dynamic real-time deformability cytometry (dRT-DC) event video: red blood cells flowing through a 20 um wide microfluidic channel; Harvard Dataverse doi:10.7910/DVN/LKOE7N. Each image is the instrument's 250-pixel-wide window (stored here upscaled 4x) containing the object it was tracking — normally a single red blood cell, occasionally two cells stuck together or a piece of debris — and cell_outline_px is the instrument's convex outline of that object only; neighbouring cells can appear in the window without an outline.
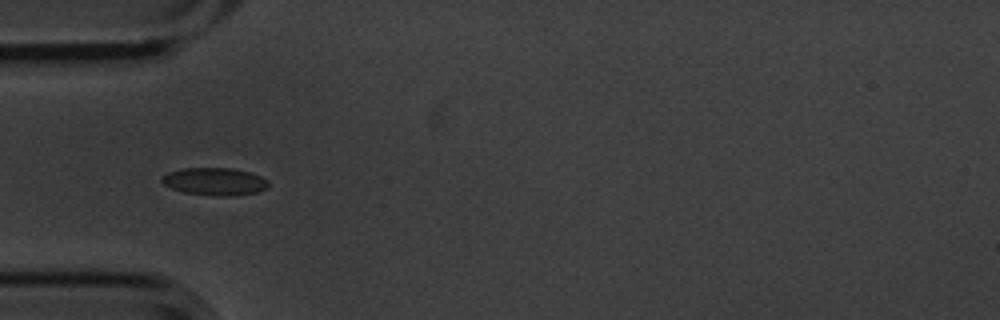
{"species": "common noctule bat (a hibernating species)", "species_latin": "Nyctalus noctula", "temperature_condition": "cold", "stored_images_in_passage": 9, "camera_frame_rate_fps": 3000, "um_per_image_px": 0.085, "animal": {"sex": "male", "body_mass_g": 20.1, "forearm_length_mm": 53.5}, "frame": {"image": 1, "passage_image": 6, "time_ms": 1.667, "image_size_px": [1000, 320], "cell_outline_px": [[268, 188], [256, 192], [232, 196], [216, 196], [184, 192], [172, 188], [164, 184], [160, 180], [160, 176], [168, 172], [184, 168], [232, 168], [252, 172], [268, 180]], "centroid_in_image_um": [18.25, 15.42], "position_along_channel_um": 66.7, "area_um2": 17.22}}
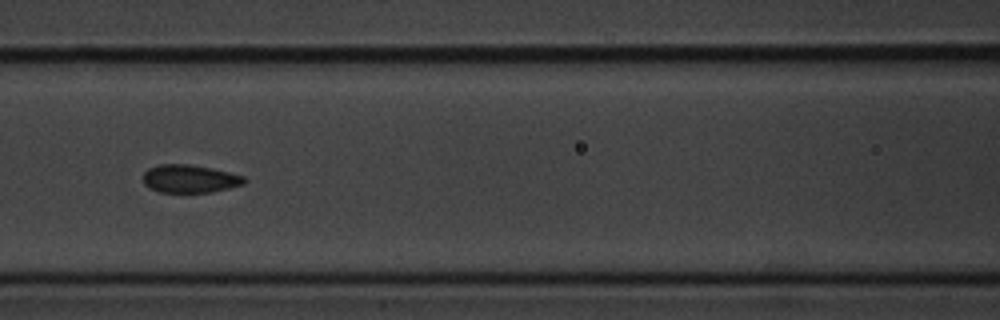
{"frame": {"image": 2, "passage_image": 8, "time_ms": 2.333, "image_size_px": [1000, 320], "cell_outline_px": [[244, 184], [212, 192], [160, 192], [144, 184], [144, 172], [148, 168], [160, 164], [188, 164], [212, 168], [244, 176]], "centroid_in_image_um": [16.12, 15.19], "position_along_channel_um": 150.5, "area_um2": 16.3}}
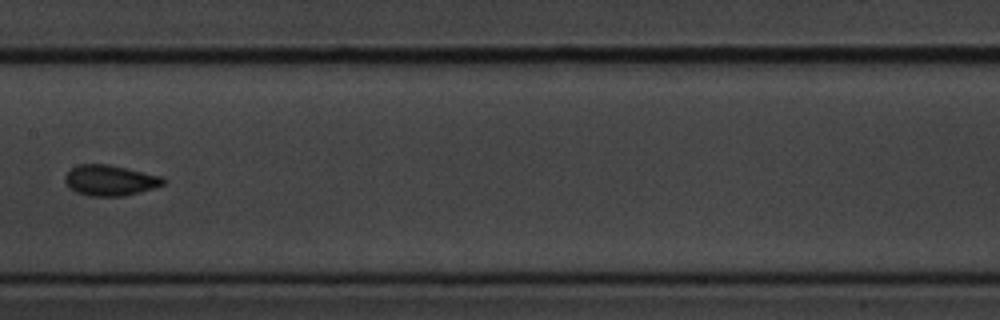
{"frame": {"image": 3, "passage_image": 9, "time_ms": 2.667, "image_size_px": [1000, 320], "cell_outline_px": [[164, 184], [140, 192], [124, 196], [88, 196], [76, 192], [68, 188], [64, 180], [64, 176], [72, 168], [80, 164], [108, 164], [160, 176], [164, 180]], "centroid_in_image_um": [9.29, 15.34], "position_along_channel_um": 198.1, "area_um2": 17.4}}